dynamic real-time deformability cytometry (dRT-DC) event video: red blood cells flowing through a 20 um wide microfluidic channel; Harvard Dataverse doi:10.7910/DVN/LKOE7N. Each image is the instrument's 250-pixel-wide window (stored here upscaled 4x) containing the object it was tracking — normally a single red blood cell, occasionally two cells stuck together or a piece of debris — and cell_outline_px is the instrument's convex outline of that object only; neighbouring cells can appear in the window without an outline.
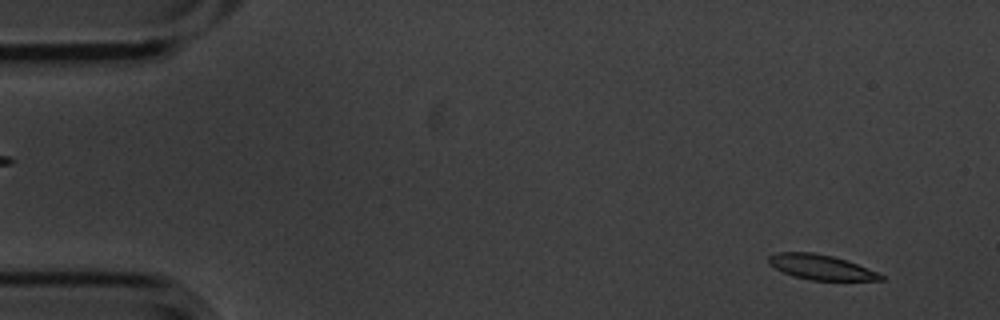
{"species": "common noctule bat (a hibernating species)", "species_latin": "Nyctalus noctula", "temperature_condition": "cold", "stored_images_in_passage": 9, "camera_frame_rate_fps": 3000, "um_per_image_px": 0.085, "animal": {"sex": "male", "body_mass_g": 20.1, "forearm_length_mm": 53.5}, "frame": {"image": 1, "passage_image": 2, "time_ms": 0.333, "image_size_px": [1000, 320], "cell_outline_px": [[884, 280], [812, 280], [792, 276], [768, 264], [768, 256], [776, 252], [812, 252], [832, 256], [856, 264], [876, 272], [884, 276]], "centroid_in_image_um": [69.72, 22.7], "position_along_channel_um": 15.3, "area_um2": 16.07}}
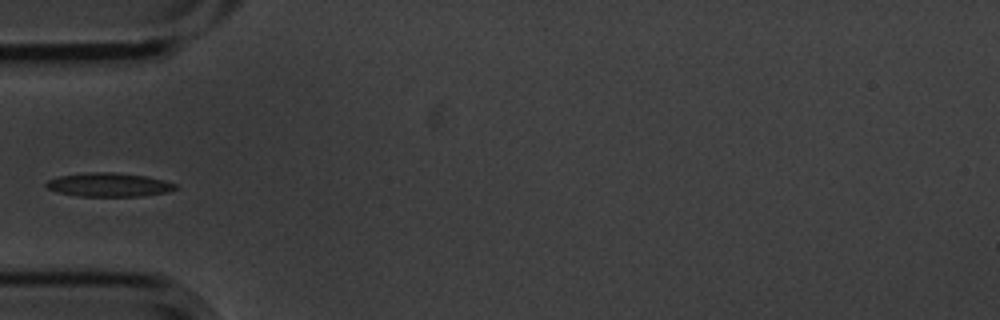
{"frame": {"image": 2, "passage_image": 6, "time_ms": 1.667, "image_size_px": [1000, 320], "cell_outline_px": [[176, 188], [168, 192], [140, 196], [80, 196], [56, 192], [48, 188], [44, 184], [48, 180], [56, 176], [88, 172], [116, 172], [144, 176], [164, 180], [176, 184]], "centroid_in_image_um": [9.21, 15.7], "position_along_channel_um": 75.8, "area_um2": 17.92}}
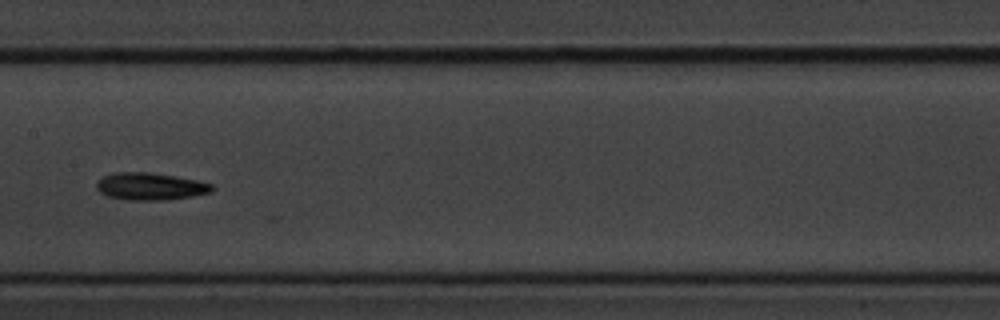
{"frame": {"image": 3, "passage_image": 9, "time_ms": 2.667, "image_size_px": [1000, 320], "cell_outline_px": [[216, 188], [212, 192], [192, 196], [168, 200], [128, 200], [108, 196], [100, 192], [96, 188], [96, 184], [104, 176], [112, 172], [148, 172], [176, 176], [196, 180], [212, 184]], "centroid_in_image_um": [12.8, 15.84], "position_along_channel_um": 194.6, "area_um2": 18.44}}